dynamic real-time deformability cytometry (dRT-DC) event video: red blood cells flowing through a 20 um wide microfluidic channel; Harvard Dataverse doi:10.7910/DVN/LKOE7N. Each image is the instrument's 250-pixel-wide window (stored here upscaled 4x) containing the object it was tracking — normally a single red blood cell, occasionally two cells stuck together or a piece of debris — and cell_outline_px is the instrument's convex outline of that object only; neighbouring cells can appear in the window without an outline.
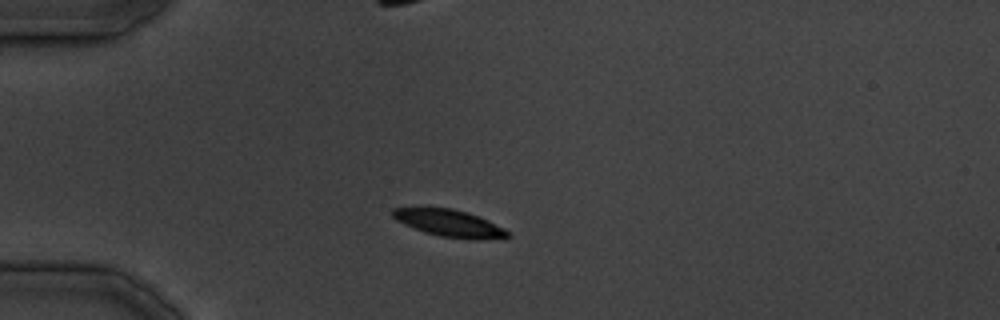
{"species": "common noctule bat (a hibernating species)", "species_latin": "Nyctalus noctula", "temperature_condition": "cold", "stored_images_in_passage": 33, "camera_frame_rate_fps": 3000, "um_per_image_px": 0.085, "animal": {"sex": "male", "body_mass_g": 19.5, "forearm_length_mm": 54.6}, "frame": {"image": 1, "passage_image": 6, "time_ms": 6.667, "image_size_px": [1000, 320], "cell_outline_px": [[512, 236], [480, 240], [476, 240], [440, 236], [424, 232], [404, 224], [396, 220], [392, 216], [392, 208], [412, 204], [424, 204], [452, 208], [468, 212], [480, 216], [512, 232]], "centroid_in_image_um": [38.12, 18.9], "position_along_channel_um": 46.9, "area_um2": 19.25}}